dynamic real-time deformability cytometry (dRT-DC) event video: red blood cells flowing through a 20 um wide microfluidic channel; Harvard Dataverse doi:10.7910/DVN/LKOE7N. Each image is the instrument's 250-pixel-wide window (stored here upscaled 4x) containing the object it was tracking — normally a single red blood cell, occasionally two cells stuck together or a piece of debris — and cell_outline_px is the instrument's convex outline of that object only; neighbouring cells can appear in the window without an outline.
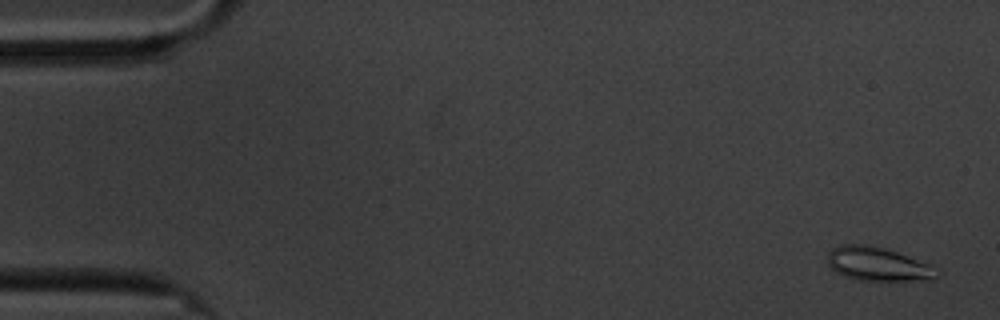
{"species": "common noctule bat (a hibernating species)", "species_latin": "Nyctalus noctula", "temperature_condition": "cold", "stored_images_in_passage": 58, "camera_frame_rate_fps": 3000, "um_per_image_px": 0.085, "animal": {"sex": "male", "body_mass_g": 20.1, "forearm_length_mm": 53.5}, "frame": {"image": 1, "passage_image": 1, "time_ms": 0.0, "image_size_px": [1000, 320], "cell_outline_px": [[940, 272], [936, 276], [928, 280], [860, 280], [844, 276], [836, 272], [828, 264], [828, 252], [832, 248], [840, 244], [864, 244], [884, 248], [896, 252], [928, 264]], "centroid_in_image_um": [74.56, 22.44], "position_along_channel_um": 10.4, "area_um2": 21.15}}
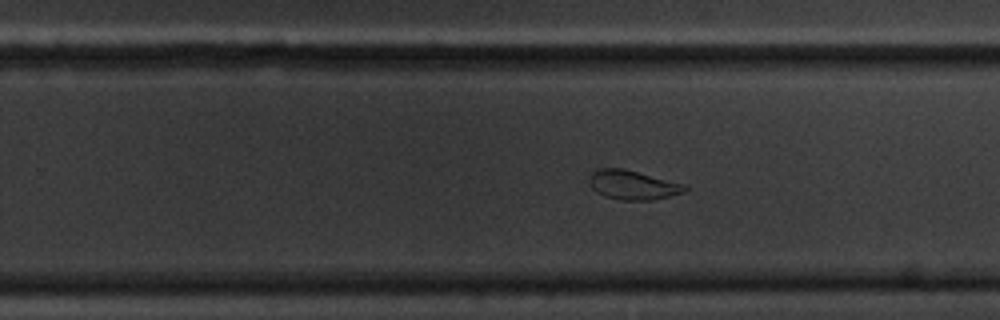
{"frame": {"image": 2, "passage_image": 36, "time_ms": 11.667, "image_size_px": [1000, 320], "cell_outline_px": [[688, 188], [684, 192], [652, 200], [620, 200], [604, 196], [596, 192], [592, 188], [588, 180], [588, 176], [592, 172], [600, 168], [620, 168], [688, 184]], "centroid_in_image_um": [53.78, 15.72], "position_along_channel_um": 276.0, "area_um2": 16.36}}
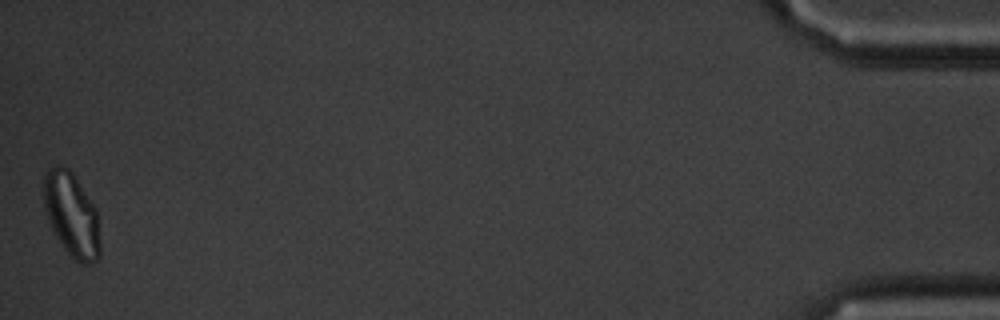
{"frame": {"image": 3, "passage_image": 58, "time_ms": 19.0, "image_size_px": [1000, 320], "cell_outline_px": [[100, 256], [92, 264], [80, 264], [64, 248], [52, 232], [44, 208], [44, 176], [48, 168], [52, 164], [60, 164], [68, 168], [72, 172], [96, 208], [100, 244]], "centroid_in_image_um": [6.07, 18.24], "position_along_channel_um": 429.1, "area_um2": 27.8}, "authors_computed_cell_mechanics": {"area_um2": 18.0047, "velocity_mm_per_s": 3.3452, "shape_relaxation_time_tau1_ms": 4.6731, "shape_relaxation_time_tau2_ms": 1.9073, "deformation_change_tau1": 0.1054, "deformation_change_tau2": 0.0875}}